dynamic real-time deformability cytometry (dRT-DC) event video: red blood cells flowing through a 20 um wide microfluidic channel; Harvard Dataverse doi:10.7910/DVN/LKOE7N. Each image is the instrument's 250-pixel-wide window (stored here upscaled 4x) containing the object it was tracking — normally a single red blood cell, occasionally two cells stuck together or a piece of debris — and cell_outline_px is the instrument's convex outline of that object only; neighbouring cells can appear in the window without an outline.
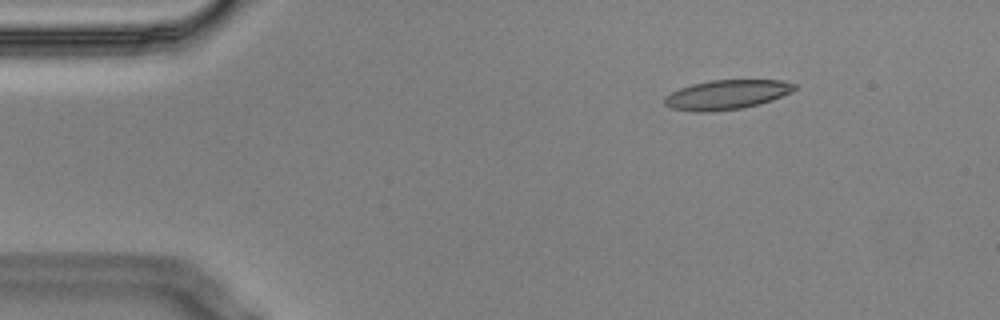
{"species": "Egyptian fruit bat (a non-hibernating species)", "species_latin": "Rousettus aegyptiacus", "temperature_condition": "cold", "stored_images_in_passage": 4, "camera_frame_rate_fps": 3000, "um_per_image_px": 0.085, "animal": {"sex": "male"}, "frame": {"image": 1, "passage_image": 2, "time_ms": 0.333, "image_size_px": [1000, 320], "cell_outline_px": [[796, 88], [792, 92], [772, 100], [760, 104], [740, 108], [708, 112], [700, 112], [672, 108], [664, 104], [664, 100], [672, 92], [680, 88], [692, 84], [712, 80], [780, 80], [796, 84]], "centroid_in_image_um": [61.8, 8.04], "position_along_channel_um": 23.2, "area_um2": 22.08}}